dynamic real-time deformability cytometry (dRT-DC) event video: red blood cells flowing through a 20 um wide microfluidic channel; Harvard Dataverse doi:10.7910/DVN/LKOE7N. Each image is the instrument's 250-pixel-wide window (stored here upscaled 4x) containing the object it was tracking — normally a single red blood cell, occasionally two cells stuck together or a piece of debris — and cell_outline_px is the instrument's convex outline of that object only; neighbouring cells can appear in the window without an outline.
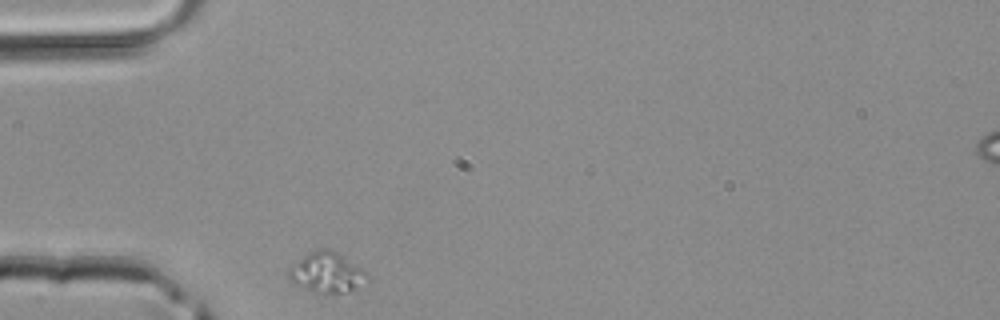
{"species": "common noctule bat (a hibernating species)", "species_latin": "Nyctalus noctula", "temperature_condition": "room temperature", "stored_images_in_passage": 1, "camera_frame_rate_fps": 3000, "um_per_image_px": 0.085, "animal": {"sex": "male", "body_mass_g": 20.4}, "frame": {"image": 1, "passage_image": 1, "time_ms": 0.0, "image_size_px": [1000, 320], "cell_outline_px": [[372, 276], [368, 280], [348, 292], [332, 296], [316, 292], [304, 288], [292, 280], [288, 276], [288, 268], [308, 252], [316, 248], [328, 248], [336, 252], [364, 268]], "centroid_in_image_um": [27.84, 23.17], "position_along_channel_um": 57.2, "area_um2": 18.84}}